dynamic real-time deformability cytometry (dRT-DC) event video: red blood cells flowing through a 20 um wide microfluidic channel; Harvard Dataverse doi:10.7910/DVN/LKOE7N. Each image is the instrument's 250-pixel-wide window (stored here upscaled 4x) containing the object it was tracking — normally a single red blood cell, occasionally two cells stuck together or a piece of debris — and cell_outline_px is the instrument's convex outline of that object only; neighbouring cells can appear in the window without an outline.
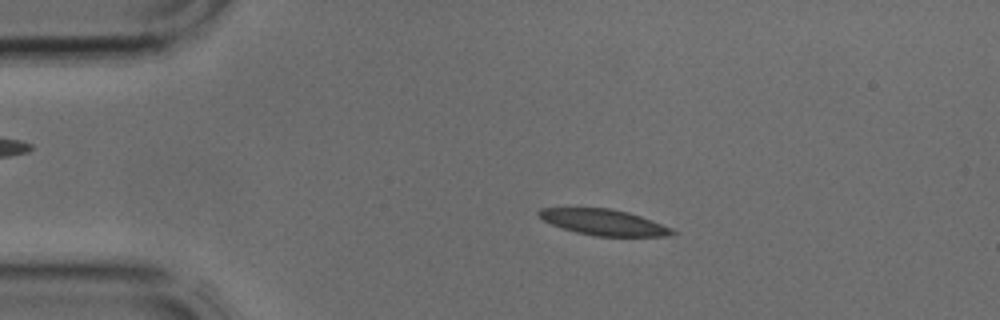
{"species": "common noctule bat (a hibernating species)", "species_latin": "Nyctalus noctula", "temperature_condition": "cold", "stored_images_in_passage": 3, "camera_frame_rate_fps": 3000, "um_per_image_px": 0.085, "animal": {"sex": "male", "body_mass_g": 17.9, "forearm_length_mm": 54.2}, "frame": {"image": 1, "passage_image": 2, "time_ms": 0.333, "image_size_px": [1000, 320], "cell_outline_px": [[676, 232], [668, 236], [596, 236], [576, 232], [552, 224], [544, 220], [536, 212], [540, 208], [608, 208], [628, 212], [652, 220], [672, 228]], "centroid_in_image_um": [51.33, 18.89], "position_along_channel_um": 33.7, "area_um2": 19.88}}